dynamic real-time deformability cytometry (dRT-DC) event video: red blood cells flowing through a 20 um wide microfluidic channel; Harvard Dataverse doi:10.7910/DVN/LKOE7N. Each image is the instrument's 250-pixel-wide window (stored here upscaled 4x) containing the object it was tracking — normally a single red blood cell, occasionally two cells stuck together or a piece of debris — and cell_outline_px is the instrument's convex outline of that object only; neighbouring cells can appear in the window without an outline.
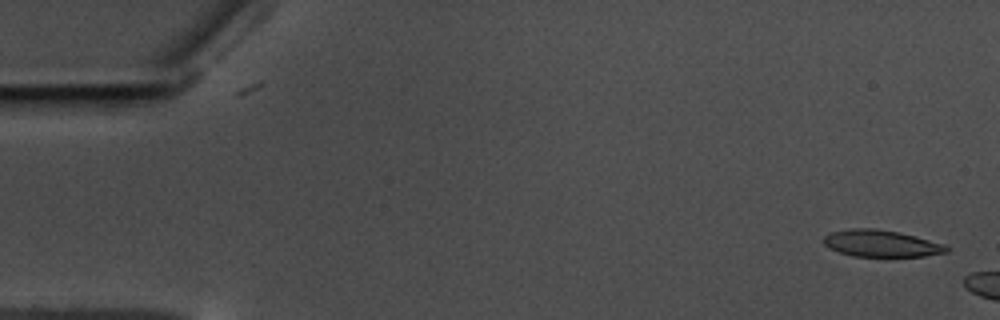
{"species": "common noctule bat (a hibernating species)", "species_latin": "Nyctalus noctula", "temperature_condition": "warm", "stored_images_in_passage": 7, "camera_frame_rate_fps": 3000, "um_per_image_px": 0.085, "animal": {"sex": "male", "body_mass_g": 17.5, "forearm_length_mm": 52.3}, "frame": {"image": 1, "passage_image": 1, "time_ms": 0.0, "image_size_px": [1000, 320], "cell_outline_px": [[948, 252], [924, 256], [852, 256], [828, 248], [824, 244], [824, 236], [832, 232], [852, 228], [876, 228], [900, 232], [916, 236], [944, 244], [948, 248]], "centroid_in_image_um": [74.9, 20.69], "position_along_channel_um": 10.1, "area_um2": 19.13}}